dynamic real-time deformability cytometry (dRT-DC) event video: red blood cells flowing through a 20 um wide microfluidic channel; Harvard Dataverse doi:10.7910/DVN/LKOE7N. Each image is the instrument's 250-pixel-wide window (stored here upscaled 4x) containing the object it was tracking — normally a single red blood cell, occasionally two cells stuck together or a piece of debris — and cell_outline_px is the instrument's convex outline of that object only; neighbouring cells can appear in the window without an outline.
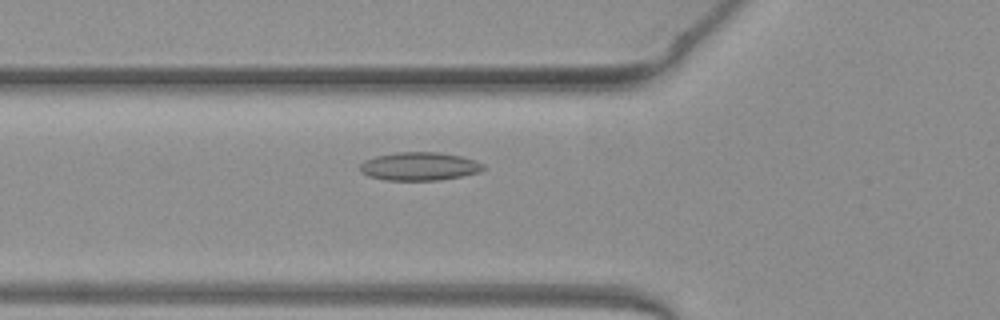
{"species": "common noctule bat (a hibernating species)", "species_latin": "Nyctalus noctula", "temperature_condition": "warm", "stored_images_in_passage": 43, "camera_frame_rate_fps": 3000, "um_per_image_px": 0.085, "animal": {"sex": "female", "body_mass_g": 19.3, "forearm_length_mm": 54.1}, "frame": {"image": 1, "passage_image": 10, "time_ms": 3.0, "image_size_px": [1000, 320], "cell_outline_px": [[484, 168], [480, 172], [460, 176], [436, 180], [384, 180], [368, 176], [360, 172], [360, 164], [364, 160], [376, 156], [396, 152], [440, 152], [460, 156], [476, 160], [484, 164]], "centroid_in_image_um": [35.63, 14.13], "position_along_channel_um": 90.2, "area_um2": 20.35}}
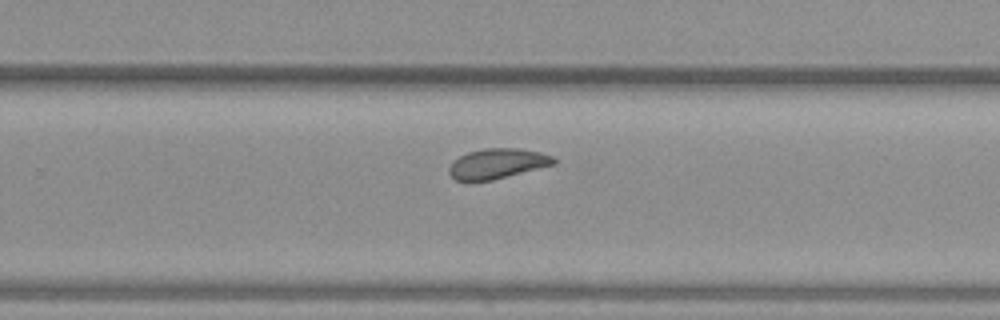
{"frame": {"image": 2, "passage_image": 25, "time_ms": 8.0, "image_size_px": [1000, 320], "cell_outline_px": [[556, 164], [492, 180], [468, 184], [456, 180], [448, 172], [448, 168], [460, 156], [468, 152], [484, 148], [520, 148], [540, 152], [552, 156], [556, 160]], "centroid_in_image_um": [42.25, 13.93], "position_along_channel_um": 287.6, "area_um2": 18.67}}
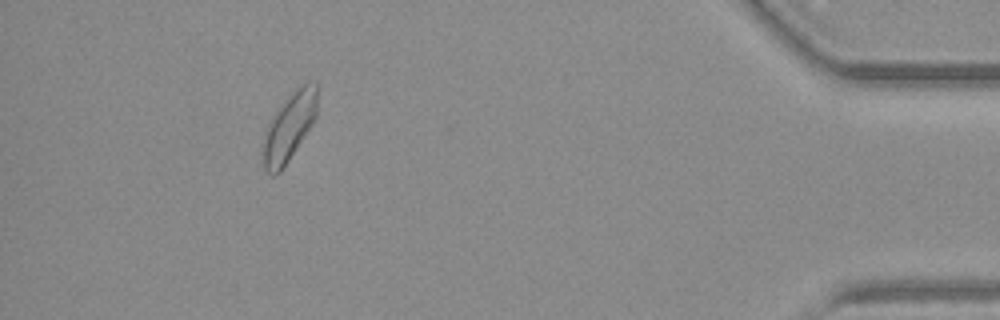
{"frame": {"image": 3, "passage_image": 39, "time_ms": 12.667, "image_size_px": [1000, 320], "cell_outline_px": [[316, 116], [312, 124], [280, 172], [276, 176], [272, 176], [264, 168], [264, 132], [272, 116], [280, 104], [300, 84], [316, 84]], "centroid_in_image_um": [24.55, 10.8], "position_along_channel_um": 410.6, "area_um2": 20.92}, "authors_computed_cell_mechanics": {"area_um2": 19.2474, "velocity_mm_per_s": 3.9489, "shape_relaxation_time_tau1_ms": null, "shape_relaxation_time_tau2_ms": 5.3661, "deformation_change_tau1": null, "deformation_change_tau2": 0.12}}